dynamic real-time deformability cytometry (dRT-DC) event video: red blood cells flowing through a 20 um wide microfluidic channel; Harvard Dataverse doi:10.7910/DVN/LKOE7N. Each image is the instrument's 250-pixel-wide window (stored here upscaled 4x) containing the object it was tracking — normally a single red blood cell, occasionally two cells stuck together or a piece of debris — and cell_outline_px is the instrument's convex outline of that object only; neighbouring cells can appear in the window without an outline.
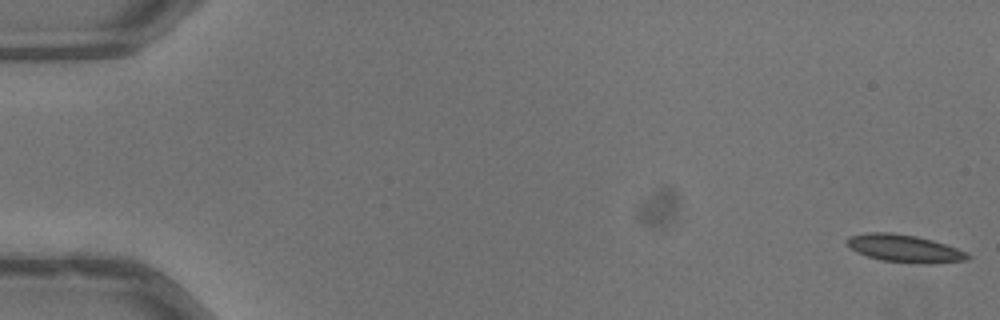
{"species": "common noctule bat (a hibernating species)", "species_latin": "Nyctalus noctula", "temperature_condition": "warm", "stored_images_in_passage": 11, "camera_frame_rate_fps": 3000, "um_per_image_px": 0.085, "animal": {"sex": "male", "body_mass_g": 13.3}, "frame": {"image": 1, "passage_image": 1, "time_ms": 0.0, "image_size_px": [1000, 320], "cell_outline_px": [[972, 256], [968, 260], [932, 264], [912, 264], [880, 260], [856, 252], [844, 244], [844, 240], [848, 236], [868, 232], [892, 232], [916, 236], [932, 240], [968, 252]], "centroid_in_image_um": [76.86, 21.13], "position_along_channel_um": 8.1, "area_um2": 19.88}}